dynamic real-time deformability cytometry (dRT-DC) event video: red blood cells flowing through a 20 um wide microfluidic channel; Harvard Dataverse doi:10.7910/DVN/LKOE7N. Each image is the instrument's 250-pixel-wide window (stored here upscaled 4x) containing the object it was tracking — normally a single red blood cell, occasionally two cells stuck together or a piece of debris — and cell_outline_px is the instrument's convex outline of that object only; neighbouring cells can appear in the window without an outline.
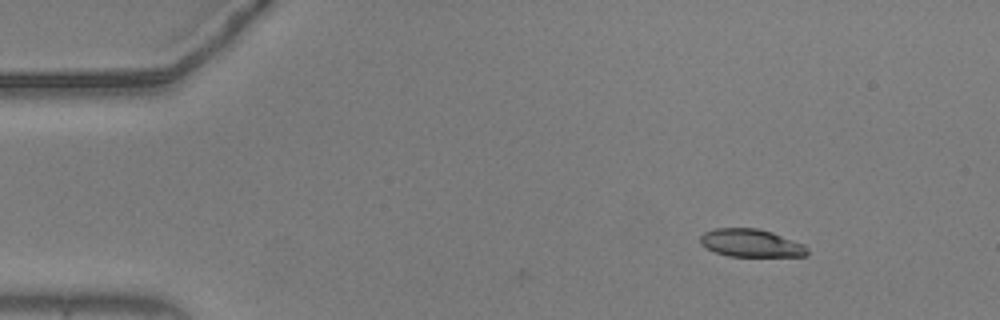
{"species": "common noctule bat (a hibernating species)", "species_latin": "Nyctalus noctula", "temperature_condition": "warm", "stored_images_in_passage": 48, "camera_frame_rate_fps": 3000, "um_per_image_px": 0.085, "animal": {"sex": "male", "body_mass_g": 20.5, "forearm_length_mm": 52.5}, "frame": {"image": 1, "passage_image": 1, "time_ms": 0.0, "image_size_px": [1000, 320], "cell_outline_px": [[808, 256], [728, 256], [716, 252], [700, 244], [700, 236], [704, 232], [716, 228], [756, 228], [772, 232], [804, 244], [808, 248]], "centroid_in_image_um": [63.85, 20.66], "position_along_channel_um": 21.2, "area_um2": 17.34}}
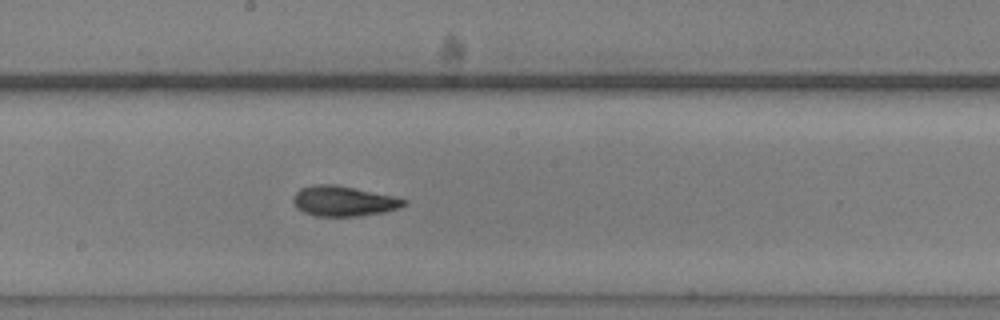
{"frame": {"image": 2, "passage_image": 24, "time_ms": 7.667, "image_size_px": [1000, 320], "cell_outline_px": [[408, 204], [400, 208], [384, 212], [356, 216], [316, 216], [304, 212], [296, 208], [292, 200], [292, 196], [300, 188], [312, 184], [332, 184], [392, 196], [408, 200]], "centroid_in_image_um": [29.17, 17.1], "position_along_channel_um": 219.0, "area_um2": 19.42}}
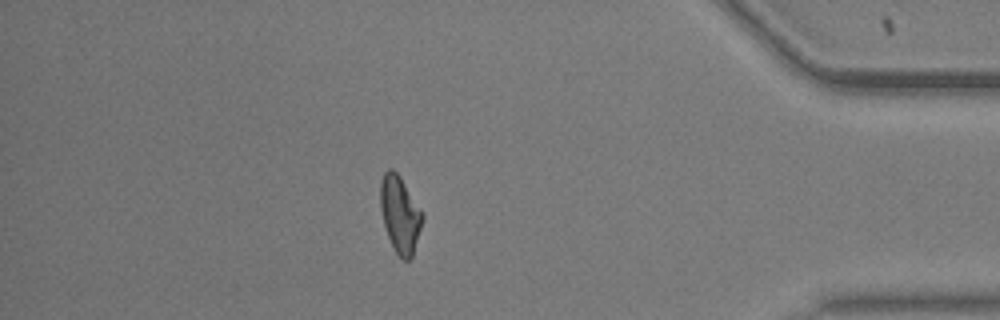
{"frame": {"image": 3, "passage_image": 42, "time_ms": 13.667, "image_size_px": [1000, 320], "cell_outline_px": [[424, 216], [412, 256], [408, 260], [404, 260], [396, 252], [388, 236], [384, 224], [380, 208], [380, 180], [384, 172], [388, 168], [392, 168], [400, 176], [424, 212]], "centroid_in_image_um": [34.0, 18.16], "position_along_channel_um": 401.2, "area_um2": 18.79}, "authors_computed_cell_mechanics": {"area_um2": 18.9584, "velocity_mm_per_s": 3.6847, "shape_relaxation_time_tau1_ms": 5.5551, "shape_relaxation_time_tau2_ms": 2.3309, "deformation_change_tau1": 0.1482, "deformation_change_tau2": 0.0981}}